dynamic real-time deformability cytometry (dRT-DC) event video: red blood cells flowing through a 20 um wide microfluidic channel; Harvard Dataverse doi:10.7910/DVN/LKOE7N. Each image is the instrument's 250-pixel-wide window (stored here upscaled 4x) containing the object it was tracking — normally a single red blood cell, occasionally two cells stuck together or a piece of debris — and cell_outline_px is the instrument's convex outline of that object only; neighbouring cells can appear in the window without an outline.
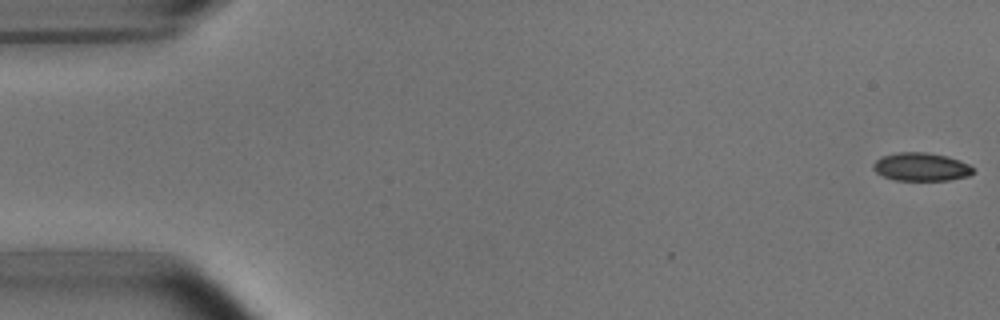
{"species": "common noctule bat (a hibernating species)", "species_latin": "Nyctalus noctula", "temperature_condition": "room temperature", "stored_images_in_passage": 5, "camera_frame_rate_fps": 3000, "um_per_image_px": 0.085, "animal": {"sex": "male", "body_mass_g": 15.6}, "frame": {"image": 1, "passage_image": 1, "time_ms": 0.0, "image_size_px": [1000, 320], "cell_outline_px": [[976, 172], [968, 176], [948, 180], [892, 180], [876, 172], [872, 168], [872, 164], [880, 156], [896, 152], [928, 152], [948, 156], [960, 160], [968, 164]], "centroid_in_image_um": [78.28, 14.17], "position_along_channel_um": 6.7, "area_um2": 16.65}}
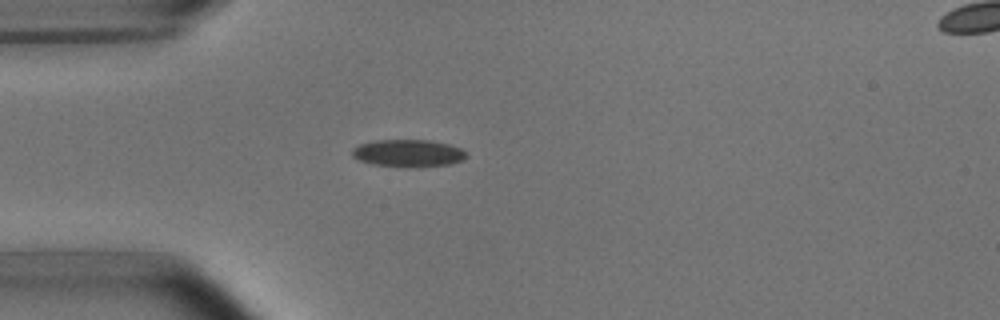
{"frame": {"image": 2, "passage_image": 5, "time_ms": 4.667, "image_size_px": [1000, 320], "cell_outline_px": [[468, 156], [464, 160], [452, 164], [420, 168], [396, 168], [372, 164], [356, 160], [352, 156], [352, 148], [360, 144], [376, 140], [428, 140], [448, 144], [460, 148]], "centroid_in_image_um": [34.68, 13.06], "position_along_channel_um": 50.3, "area_um2": 18.79}}